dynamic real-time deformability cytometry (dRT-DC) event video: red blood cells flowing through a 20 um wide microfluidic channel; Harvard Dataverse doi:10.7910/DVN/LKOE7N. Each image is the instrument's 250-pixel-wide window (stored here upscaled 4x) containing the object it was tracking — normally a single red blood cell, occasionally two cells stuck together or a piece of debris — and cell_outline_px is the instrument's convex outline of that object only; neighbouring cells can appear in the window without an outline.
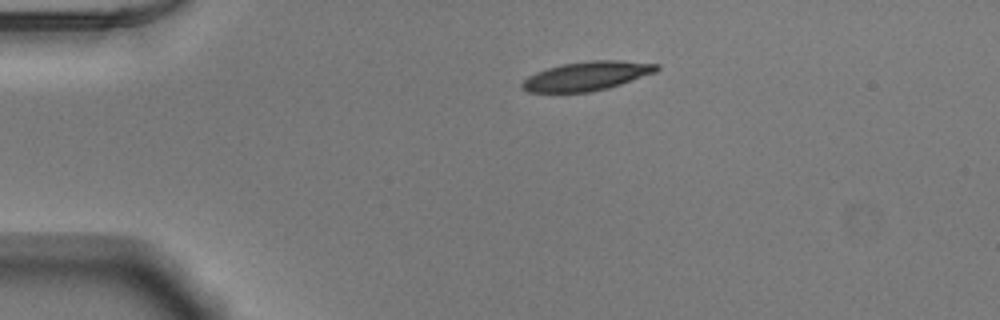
{"species": "Egyptian fruit bat (a non-hibernating species)", "species_latin": "Rousettus aegyptiacus", "temperature_condition": "warm", "stored_images_in_passage": 42, "camera_frame_rate_fps": 3000, "um_per_image_px": 0.085, "animal": {"sex": "male"}, "frame": {"image": 1, "passage_image": 1, "time_ms": 0.0, "image_size_px": [1000, 320], "cell_outline_px": [[660, 68], [656, 72], [608, 88], [588, 92], [528, 92], [520, 88], [520, 84], [528, 76], [536, 72], [548, 68], [564, 64], [592, 60], [620, 60], [660, 64]], "centroid_in_image_um": [49.88, 6.46], "position_along_channel_um": 35.1, "area_um2": 22.66}}
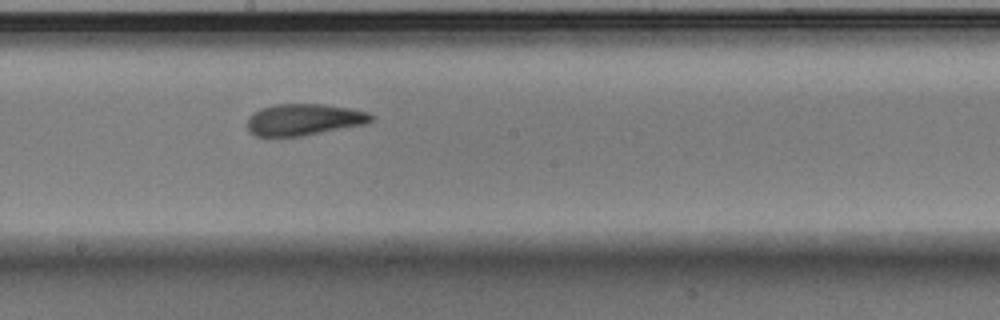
{"frame": {"image": 2, "passage_image": 19, "time_ms": 6.0, "image_size_px": [1000, 320], "cell_outline_px": [[376, 116], [372, 120], [364, 124], [300, 136], [256, 136], [248, 132], [248, 116], [260, 108], [272, 104], [324, 104], [348, 108], [368, 112]], "centroid_in_image_um": [25.8, 10.15], "position_along_channel_um": 222.4, "area_um2": 22.72}}
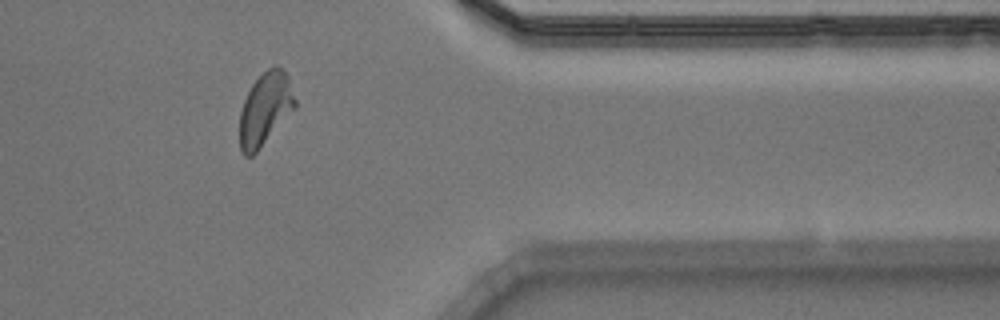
{"frame": {"image": 3, "passage_image": 33, "time_ms": 10.667, "image_size_px": [1000, 320], "cell_outline_px": [[296, 108], [256, 152], [252, 156], [244, 156], [240, 148], [240, 112], [244, 100], [252, 84], [268, 68], [276, 64], [284, 68], [288, 76], [296, 100]], "centroid_in_image_um": [22.56, 9.24], "position_along_channel_um": 388.8, "area_um2": 23.47}, "authors_computed_cell_mechanics": {"area_um2": 22.9755, "velocity_mm_per_s": 3.8832, "shape_relaxation_time_tau1_ms": 3.3911, "shape_relaxation_time_tau2_ms": 1.5143, "deformation_change_tau1": 0.1808, "deformation_change_tau2": 0.0917}}